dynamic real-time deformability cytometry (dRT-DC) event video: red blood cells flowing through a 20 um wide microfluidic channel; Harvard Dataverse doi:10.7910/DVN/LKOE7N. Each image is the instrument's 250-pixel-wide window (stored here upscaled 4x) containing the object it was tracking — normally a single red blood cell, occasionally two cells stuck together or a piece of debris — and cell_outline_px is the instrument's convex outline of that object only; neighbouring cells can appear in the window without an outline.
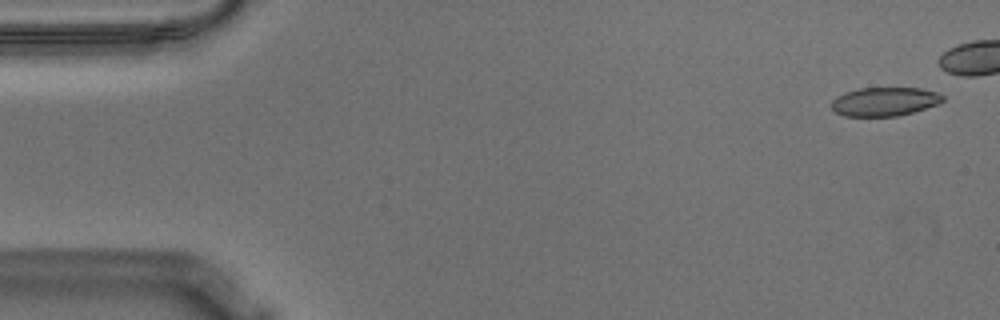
{"species": "Egyptian fruit bat (a non-hibernating species)", "species_latin": "Rousettus aegyptiacus", "temperature_condition": "warm", "stored_images_in_passage": 45, "camera_frame_rate_fps": 3000, "um_per_image_px": 0.085, "animal": {"sex": "male"}, "frame": {"image": 1, "passage_image": 2, "time_ms": 0.333, "image_size_px": [1000, 320], "cell_outline_px": [[944, 100], [940, 104], [912, 112], [896, 116], [844, 116], [836, 112], [832, 108], [832, 100], [836, 96], [844, 92], [860, 88], [920, 88], [936, 92], [944, 96]], "centroid_in_image_um": [75.19, 8.63], "position_along_channel_um": 9.8, "area_um2": 18.67}}
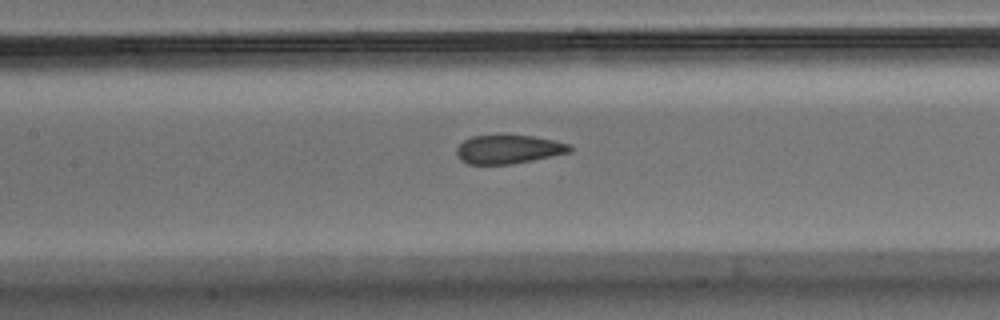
{"frame": {"image": 2, "passage_image": 25, "time_ms": 8.0, "image_size_px": [1000, 320], "cell_outline_px": [[572, 152], [512, 164], [468, 164], [460, 160], [456, 152], [456, 148], [464, 140], [472, 136], [532, 136], [556, 140], [568, 144], [572, 148]], "centroid_in_image_um": [43.23, 12.7], "position_along_channel_um": 164.2, "area_um2": 18.79}}
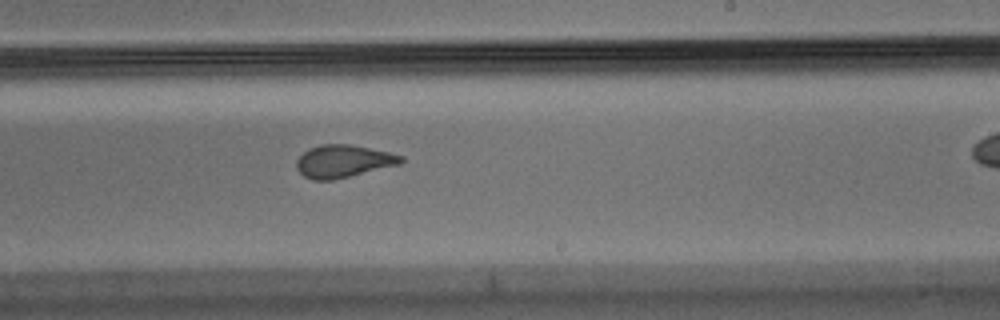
{"frame": {"image": 3, "passage_image": 33, "time_ms": 10.667, "image_size_px": [1000, 320], "cell_outline_px": [[404, 160], [400, 164], [332, 180], [312, 180], [304, 176], [296, 168], [296, 160], [308, 148], [320, 144], [348, 144], [388, 152], [404, 156]], "centroid_in_image_um": [29.15, 13.7], "position_along_channel_um": 259.9, "area_um2": 19.71}}